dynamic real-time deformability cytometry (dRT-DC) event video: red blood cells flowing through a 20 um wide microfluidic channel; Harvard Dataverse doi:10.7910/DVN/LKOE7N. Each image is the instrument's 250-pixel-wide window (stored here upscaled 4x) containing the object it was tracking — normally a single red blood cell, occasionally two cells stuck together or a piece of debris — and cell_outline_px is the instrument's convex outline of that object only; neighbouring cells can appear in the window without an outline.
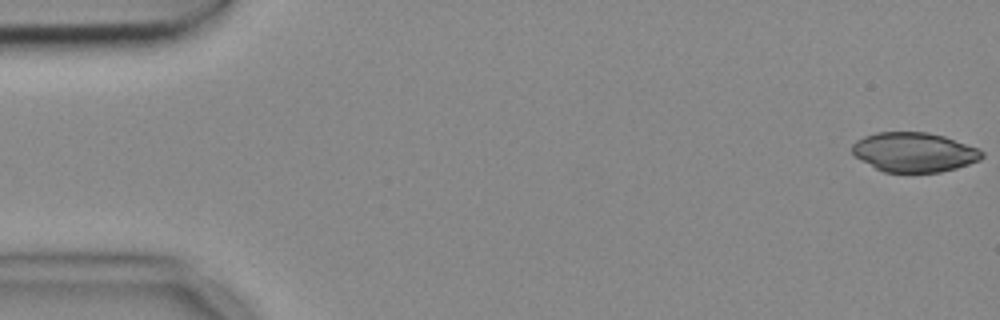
{"species": "common noctule bat (a hibernating species)", "species_latin": "Nyctalus noctula", "temperature_condition": "cold", "stored_images_in_passage": 54, "camera_frame_rate_fps": 3000, "um_per_image_px": 0.085, "animal": {"sex": "female", "body_mass_g": 18.4}, "frame": {"image": 1, "passage_image": 1, "time_ms": 0.0, "image_size_px": [1000, 320], "cell_outline_px": [[984, 156], [980, 160], [956, 168], [940, 172], [884, 172], [876, 168], [856, 156], [852, 152], [852, 144], [856, 140], [864, 136], [876, 132], [928, 132], [944, 136], [980, 148], [984, 152]], "centroid_in_image_um": [77.73, 12.92], "position_along_channel_um": 7.3, "area_um2": 29.88}}
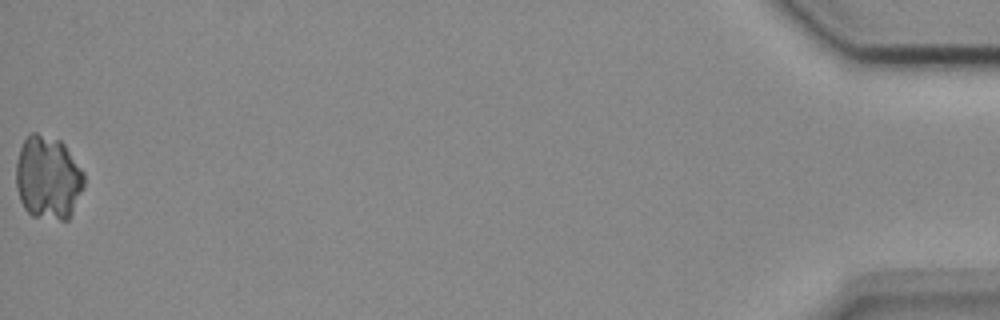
{"frame": {"image": 2, "passage_image": 54, "time_ms": 17.667, "image_size_px": [1000, 320], "cell_outline_px": [[84, 188], [68, 220], [60, 220], [32, 216], [24, 208], [20, 200], [16, 188], [16, 160], [20, 148], [24, 140], [32, 132], [36, 132], [60, 140], [64, 144], [84, 172]], "centroid_in_image_um": [4.08, 15.11], "position_along_channel_um": 431.1, "area_um2": 33.35}}